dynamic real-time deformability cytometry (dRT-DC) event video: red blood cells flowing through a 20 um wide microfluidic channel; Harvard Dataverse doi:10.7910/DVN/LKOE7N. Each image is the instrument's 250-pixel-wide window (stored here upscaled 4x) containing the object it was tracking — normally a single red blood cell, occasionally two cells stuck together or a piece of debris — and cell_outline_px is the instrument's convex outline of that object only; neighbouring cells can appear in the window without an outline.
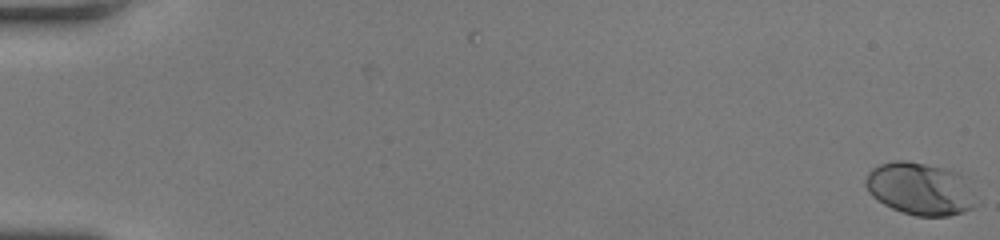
{"species": "human", "species_latin": "Homo sapiens", "temperature_condition": "room temperature", "stored_images_in_passage": 52, "camera_frame_rate_fps": 3000, "um_per_image_px": 0.085, "donor": {"sex": "female"}, "frame": {"image": 1, "passage_image": 1, "time_ms": 0.0, "image_size_px": [1000, 240], "cell_outline_px": [[980, 204], [964, 212], [948, 216], [916, 216], [892, 208], [884, 204], [872, 196], [868, 192], [864, 184], [864, 180], [868, 172], [872, 168], [880, 164], [892, 160], [908, 160], [944, 168], [960, 172]], "centroid_in_image_um": [78.21, 16.04], "position_along_channel_um": 6.8, "area_um2": 34.16}}
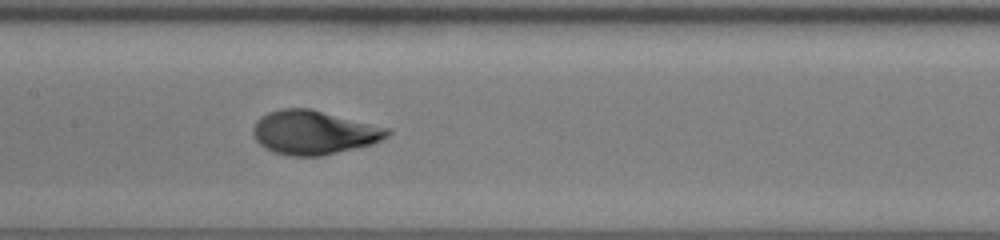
{"frame": {"image": 2, "passage_image": 28, "time_ms": 9.0, "image_size_px": [1000, 240], "cell_outline_px": [[392, 132], [388, 136], [372, 144], [324, 156], [288, 156], [272, 152], [264, 148], [256, 140], [252, 132], [252, 128], [256, 120], [260, 116], [268, 112], [280, 108], [308, 108], [392, 128]], "centroid_in_image_um": [26.67, 11.26], "position_along_channel_um": 180.7, "area_um2": 34.8}}
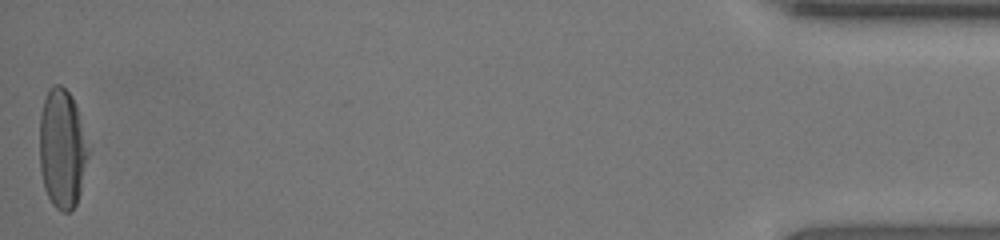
{"frame": {"image": 3, "passage_image": 52, "time_ms": 17.0, "image_size_px": [1000, 240], "cell_outline_px": [[88, 156], [80, 192], [76, 204], [68, 212], [60, 212], [52, 204], [44, 188], [40, 172], [40, 116], [44, 100], [48, 88], [52, 84], [60, 84], [72, 96], [76, 104], [88, 148]], "centroid_in_image_um": [5.26, 12.63], "position_along_channel_um": 429.9, "area_um2": 33.81}, "authors_computed_cell_mechanics": {"area_um2": 32.9749, "velocity_mm_per_s": 4.2232, "shape_relaxation_time_tau1_ms": 3.5961, "shape_relaxation_time_tau2_ms": null, "deformation_change_tau1": 0.2023, "deformation_change_tau2": null}}